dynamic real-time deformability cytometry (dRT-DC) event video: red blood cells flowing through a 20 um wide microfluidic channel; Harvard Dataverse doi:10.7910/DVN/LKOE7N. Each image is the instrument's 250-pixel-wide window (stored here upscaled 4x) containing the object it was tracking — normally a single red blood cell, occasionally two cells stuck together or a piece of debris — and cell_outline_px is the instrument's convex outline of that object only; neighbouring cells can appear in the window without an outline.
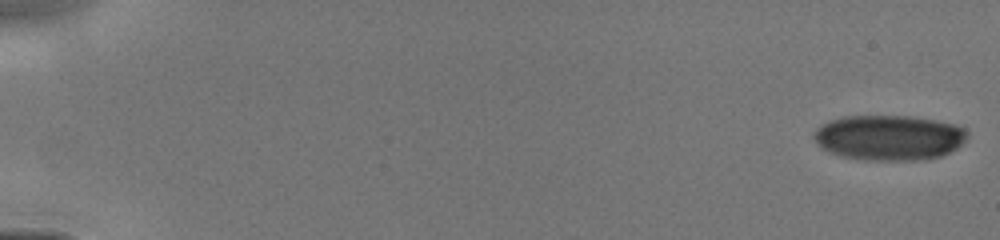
{"species": "human", "species_latin": "Homo sapiens", "temperature_condition": "cold", "stored_images_in_passage": 9, "camera_frame_rate_fps": 3000, "um_per_image_px": 0.085, "donor": {"sex": "male"}, "frame": {"image": 1, "passage_image": 1, "time_ms": 0.0, "image_size_px": [1000, 240], "cell_outline_px": [[968, 140], [956, 148], [940, 156], [920, 160], [864, 160], [840, 156], [824, 148], [812, 136], [816, 128], [820, 124], [828, 120], [844, 116], [912, 116], [936, 120], [956, 124], [964, 128], [968, 132]], "centroid_in_image_um": [75.59, 11.68], "position_along_channel_um": 9.4, "area_um2": 40.63}}